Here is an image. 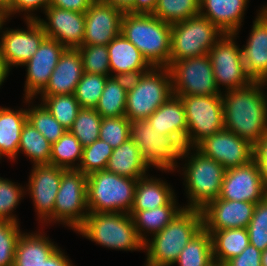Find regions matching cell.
<instances>
[{
    "label": "cell",
    "instance_id": "cell-1",
    "mask_svg": "<svg viewBox=\"0 0 267 266\" xmlns=\"http://www.w3.org/2000/svg\"><path fill=\"white\" fill-rule=\"evenodd\" d=\"M266 81L222 93L224 126L254 146L267 133ZM266 94V95H265Z\"/></svg>",
    "mask_w": 267,
    "mask_h": 266
},
{
    "label": "cell",
    "instance_id": "cell-2",
    "mask_svg": "<svg viewBox=\"0 0 267 266\" xmlns=\"http://www.w3.org/2000/svg\"><path fill=\"white\" fill-rule=\"evenodd\" d=\"M202 228L201 210L183 208L166 227L144 242V265L173 266L182 249Z\"/></svg>",
    "mask_w": 267,
    "mask_h": 266
},
{
    "label": "cell",
    "instance_id": "cell-3",
    "mask_svg": "<svg viewBox=\"0 0 267 266\" xmlns=\"http://www.w3.org/2000/svg\"><path fill=\"white\" fill-rule=\"evenodd\" d=\"M121 33L152 67H169L171 25L152 14L124 12Z\"/></svg>",
    "mask_w": 267,
    "mask_h": 266
},
{
    "label": "cell",
    "instance_id": "cell-4",
    "mask_svg": "<svg viewBox=\"0 0 267 266\" xmlns=\"http://www.w3.org/2000/svg\"><path fill=\"white\" fill-rule=\"evenodd\" d=\"M181 159L187 160L181 176L184 177V191L189 200L183 208L202 210L219 197L226 169L195 147H185Z\"/></svg>",
    "mask_w": 267,
    "mask_h": 266
},
{
    "label": "cell",
    "instance_id": "cell-5",
    "mask_svg": "<svg viewBox=\"0 0 267 266\" xmlns=\"http://www.w3.org/2000/svg\"><path fill=\"white\" fill-rule=\"evenodd\" d=\"M75 232L108 249L144 250L129 213H89Z\"/></svg>",
    "mask_w": 267,
    "mask_h": 266
},
{
    "label": "cell",
    "instance_id": "cell-6",
    "mask_svg": "<svg viewBox=\"0 0 267 266\" xmlns=\"http://www.w3.org/2000/svg\"><path fill=\"white\" fill-rule=\"evenodd\" d=\"M173 95L169 68L152 67L129 79L125 116L130 120L147 119Z\"/></svg>",
    "mask_w": 267,
    "mask_h": 266
},
{
    "label": "cell",
    "instance_id": "cell-7",
    "mask_svg": "<svg viewBox=\"0 0 267 266\" xmlns=\"http://www.w3.org/2000/svg\"><path fill=\"white\" fill-rule=\"evenodd\" d=\"M139 178L120 176L107 170L87 175L89 213H130Z\"/></svg>",
    "mask_w": 267,
    "mask_h": 266
},
{
    "label": "cell",
    "instance_id": "cell-8",
    "mask_svg": "<svg viewBox=\"0 0 267 266\" xmlns=\"http://www.w3.org/2000/svg\"><path fill=\"white\" fill-rule=\"evenodd\" d=\"M129 134L149 168L171 173L181 167L177 161L181 160L185 145L176 136L160 134L148 119L131 121Z\"/></svg>",
    "mask_w": 267,
    "mask_h": 266
},
{
    "label": "cell",
    "instance_id": "cell-9",
    "mask_svg": "<svg viewBox=\"0 0 267 266\" xmlns=\"http://www.w3.org/2000/svg\"><path fill=\"white\" fill-rule=\"evenodd\" d=\"M224 34L200 14L171 25L170 61L207 55Z\"/></svg>",
    "mask_w": 267,
    "mask_h": 266
},
{
    "label": "cell",
    "instance_id": "cell-10",
    "mask_svg": "<svg viewBox=\"0 0 267 266\" xmlns=\"http://www.w3.org/2000/svg\"><path fill=\"white\" fill-rule=\"evenodd\" d=\"M187 120L186 147H196L204 139L225 128L222 95L180 96Z\"/></svg>",
    "mask_w": 267,
    "mask_h": 266
},
{
    "label": "cell",
    "instance_id": "cell-11",
    "mask_svg": "<svg viewBox=\"0 0 267 266\" xmlns=\"http://www.w3.org/2000/svg\"><path fill=\"white\" fill-rule=\"evenodd\" d=\"M173 95H222L216 84L208 55L170 61Z\"/></svg>",
    "mask_w": 267,
    "mask_h": 266
},
{
    "label": "cell",
    "instance_id": "cell-12",
    "mask_svg": "<svg viewBox=\"0 0 267 266\" xmlns=\"http://www.w3.org/2000/svg\"><path fill=\"white\" fill-rule=\"evenodd\" d=\"M89 214L87 205V175L77 169L62 173L54 206V223L76 231Z\"/></svg>",
    "mask_w": 267,
    "mask_h": 266
},
{
    "label": "cell",
    "instance_id": "cell-13",
    "mask_svg": "<svg viewBox=\"0 0 267 266\" xmlns=\"http://www.w3.org/2000/svg\"><path fill=\"white\" fill-rule=\"evenodd\" d=\"M236 34H224L222 38L209 50L213 74L218 89L233 90L250 84L253 80L246 73L241 48L235 42Z\"/></svg>",
    "mask_w": 267,
    "mask_h": 266
},
{
    "label": "cell",
    "instance_id": "cell-14",
    "mask_svg": "<svg viewBox=\"0 0 267 266\" xmlns=\"http://www.w3.org/2000/svg\"><path fill=\"white\" fill-rule=\"evenodd\" d=\"M7 19L0 23V57L11 70L13 66L24 65L38 50L47 37L37 20H24L27 29L2 30Z\"/></svg>",
    "mask_w": 267,
    "mask_h": 266
},
{
    "label": "cell",
    "instance_id": "cell-15",
    "mask_svg": "<svg viewBox=\"0 0 267 266\" xmlns=\"http://www.w3.org/2000/svg\"><path fill=\"white\" fill-rule=\"evenodd\" d=\"M32 168L25 193L26 195L28 193L33 200L37 220L48 226L54 222L56 195L61 184L62 173L66 169L52 165H34Z\"/></svg>",
    "mask_w": 267,
    "mask_h": 266
},
{
    "label": "cell",
    "instance_id": "cell-16",
    "mask_svg": "<svg viewBox=\"0 0 267 266\" xmlns=\"http://www.w3.org/2000/svg\"><path fill=\"white\" fill-rule=\"evenodd\" d=\"M195 148L225 169L244 166L253 160V146L225 128L204 139Z\"/></svg>",
    "mask_w": 267,
    "mask_h": 266
},
{
    "label": "cell",
    "instance_id": "cell-17",
    "mask_svg": "<svg viewBox=\"0 0 267 266\" xmlns=\"http://www.w3.org/2000/svg\"><path fill=\"white\" fill-rule=\"evenodd\" d=\"M267 196L260 169L252 160L244 166L226 169L218 198L258 203Z\"/></svg>",
    "mask_w": 267,
    "mask_h": 266
},
{
    "label": "cell",
    "instance_id": "cell-18",
    "mask_svg": "<svg viewBox=\"0 0 267 266\" xmlns=\"http://www.w3.org/2000/svg\"><path fill=\"white\" fill-rule=\"evenodd\" d=\"M65 49L57 40L46 37L36 53L22 65L26 67L27 72L24 99L37 98L45 89Z\"/></svg>",
    "mask_w": 267,
    "mask_h": 266
},
{
    "label": "cell",
    "instance_id": "cell-19",
    "mask_svg": "<svg viewBox=\"0 0 267 266\" xmlns=\"http://www.w3.org/2000/svg\"><path fill=\"white\" fill-rule=\"evenodd\" d=\"M43 13L47 19L39 17L37 21L48 38L57 40L65 48L78 49L83 45L85 12L49 6Z\"/></svg>",
    "mask_w": 267,
    "mask_h": 266
},
{
    "label": "cell",
    "instance_id": "cell-20",
    "mask_svg": "<svg viewBox=\"0 0 267 266\" xmlns=\"http://www.w3.org/2000/svg\"><path fill=\"white\" fill-rule=\"evenodd\" d=\"M123 14L120 8L95 0L85 11L83 45H108L121 33Z\"/></svg>",
    "mask_w": 267,
    "mask_h": 266
},
{
    "label": "cell",
    "instance_id": "cell-21",
    "mask_svg": "<svg viewBox=\"0 0 267 266\" xmlns=\"http://www.w3.org/2000/svg\"><path fill=\"white\" fill-rule=\"evenodd\" d=\"M256 204L217 198L202 210L203 228L211 233L223 229L247 228Z\"/></svg>",
    "mask_w": 267,
    "mask_h": 266
},
{
    "label": "cell",
    "instance_id": "cell-22",
    "mask_svg": "<svg viewBox=\"0 0 267 266\" xmlns=\"http://www.w3.org/2000/svg\"><path fill=\"white\" fill-rule=\"evenodd\" d=\"M241 55L246 73L253 81L267 82V5L258 10Z\"/></svg>",
    "mask_w": 267,
    "mask_h": 266
},
{
    "label": "cell",
    "instance_id": "cell-23",
    "mask_svg": "<svg viewBox=\"0 0 267 266\" xmlns=\"http://www.w3.org/2000/svg\"><path fill=\"white\" fill-rule=\"evenodd\" d=\"M107 50L111 76L131 79L152 68L142 53L122 33L108 43Z\"/></svg>",
    "mask_w": 267,
    "mask_h": 266
},
{
    "label": "cell",
    "instance_id": "cell-24",
    "mask_svg": "<svg viewBox=\"0 0 267 266\" xmlns=\"http://www.w3.org/2000/svg\"><path fill=\"white\" fill-rule=\"evenodd\" d=\"M83 72V61L79 50L66 48L40 95L74 94Z\"/></svg>",
    "mask_w": 267,
    "mask_h": 266
},
{
    "label": "cell",
    "instance_id": "cell-25",
    "mask_svg": "<svg viewBox=\"0 0 267 266\" xmlns=\"http://www.w3.org/2000/svg\"><path fill=\"white\" fill-rule=\"evenodd\" d=\"M249 0H200L199 14L225 34H239ZM243 19V20H242Z\"/></svg>",
    "mask_w": 267,
    "mask_h": 266
},
{
    "label": "cell",
    "instance_id": "cell-26",
    "mask_svg": "<svg viewBox=\"0 0 267 266\" xmlns=\"http://www.w3.org/2000/svg\"><path fill=\"white\" fill-rule=\"evenodd\" d=\"M147 119L157 132L176 136L186 147L187 120L180 97L171 95Z\"/></svg>",
    "mask_w": 267,
    "mask_h": 266
},
{
    "label": "cell",
    "instance_id": "cell-27",
    "mask_svg": "<svg viewBox=\"0 0 267 266\" xmlns=\"http://www.w3.org/2000/svg\"><path fill=\"white\" fill-rule=\"evenodd\" d=\"M43 233L22 231L16 244L14 266H41L59 247Z\"/></svg>",
    "mask_w": 267,
    "mask_h": 266
},
{
    "label": "cell",
    "instance_id": "cell-28",
    "mask_svg": "<svg viewBox=\"0 0 267 266\" xmlns=\"http://www.w3.org/2000/svg\"><path fill=\"white\" fill-rule=\"evenodd\" d=\"M139 178L136 183L135 196L130 211L151 210L168 205L175 197V192L166 181L161 178Z\"/></svg>",
    "mask_w": 267,
    "mask_h": 266
},
{
    "label": "cell",
    "instance_id": "cell-29",
    "mask_svg": "<svg viewBox=\"0 0 267 266\" xmlns=\"http://www.w3.org/2000/svg\"><path fill=\"white\" fill-rule=\"evenodd\" d=\"M148 169L147 162L131 138L113 149L106 166L108 172L129 178L145 177Z\"/></svg>",
    "mask_w": 267,
    "mask_h": 266
},
{
    "label": "cell",
    "instance_id": "cell-30",
    "mask_svg": "<svg viewBox=\"0 0 267 266\" xmlns=\"http://www.w3.org/2000/svg\"><path fill=\"white\" fill-rule=\"evenodd\" d=\"M27 121V109L0 106V152L12 162L18 158L20 136Z\"/></svg>",
    "mask_w": 267,
    "mask_h": 266
},
{
    "label": "cell",
    "instance_id": "cell-31",
    "mask_svg": "<svg viewBox=\"0 0 267 266\" xmlns=\"http://www.w3.org/2000/svg\"><path fill=\"white\" fill-rule=\"evenodd\" d=\"M176 199L174 198L168 205L155 209L130 211L135 230L143 242L148 239L149 234L151 237V234L154 235L166 227L183 209L182 206H178Z\"/></svg>",
    "mask_w": 267,
    "mask_h": 266
},
{
    "label": "cell",
    "instance_id": "cell-32",
    "mask_svg": "<svg viewBox=\"0 0 267 266\" xmlns=\"http://www.w3.org/2000/svg\"><path fill=\"white\" fill-rule=\"evenodd\" d=\"M212 238L213 260L225 264L250 244L247 228H232L210 233Z\"/></svg>",
    "mask_w": 267,
    "mask_h": 266
},
{
    "label": "cell",
    "instance_id": "cell-33",
    "mask_svg": "<svg viewBox=\"0 0 267 266\" xmlns=\"http://www.w3.org/2000/svg\"><path fill=\"white\" fill-rule=\"evenodd\" d=\"M129 79L110 76L95 110L102 118L125 116Z\"/></svg>",
    "mask_w": 267,
    "mask_h": 266
},
{
    "label": "cell",
    "instance_id": "cell-34",
    "mask_svg": "<svg viewBox=\"0 0 267 266\" xmlns=\"http://www.w3.org/2000/svg\"><path fill=\"white\" fill-rule=\"evenodd\" d=\"M51 147L52 144L27 121L21 132L18 155H26L33 166L50 165Z\"/></svg>",
    "mask_w": 267,
    "mask_h": 266
},
{
    "label": "cell",
    "instance_id": "cell-35",
    "mask_svg": "<svg viewBox=\"0 0 267 266\" xmlns=\"http://www.w3.org/2000/svg\"><path fill=\"white\" fill-rule=\"evenodd\" d=\"M213 262L212 238L210 233L202 228L182 249L174 265L209 266Z\"/></svg>",
    "mask_w": 267,
    "mask_h": 266
},
{
    "label": "cell",
    "instance_id": "cell-36",
    "mask_svg": "<svg viewBox=\"0 0 267 266\" xmlns=\"http://www.w3.org/2000/svg\"><path fill=\"white\" fill-rule=\"evenodd\" d=\"M82 153L81 143L70 131H66L56 142L52 143L50 165L66 170L78 169Z\"/></svg>",
    "mask_w": 267,
    "mask_h": 266
},
{
    "label": "cell",
    "instance_id": "cell-37",
    "mask_svg": "<svg viewBox=\"0 0 267 266\" xmlns=\"http://www.w3.org/2000/svg\"><path fill=\"white\" fill-rule=\"evenodd\" d=\"M200 0H158L152 15L173 25L199 15Z\"/></svg>",
    "mask_w": 267,
    "mask_h": 266
},
{
    "label": "cell",
    "instance_id": "cell-38",
    "mask_svg": "<svg viewBox=\"0 0 267 266\" xmlns=\"http://www.w3.org/2000/svg\"><path fill=\"white\" fill-rule=\"evenodd\" d=\"M41 103L51 115L69 131L81 109L74 94L40 96Z\"/></svg>",
    "mask_w": 267,
    "mask_h": 266
},
{
    "label": "cell",
    "instance_id": "cell-39",
    "mask_svg": "<svg viewBox=\"0 0 267 266\" xmlns=\"http://www.w3.org/2000/svg\"><path fill=\"white\" fill-rule=\"evenodd\" d=\"M33 100L34 99H24L23 101L26 104L28 103V105L30 104L27 108L28 122L52 144L67 130L51 115L41 102L40 104L38 103V105H32L34 103Z\"/></svg>",
    "mask_w": 267,
    "mask_h": 266
},
{
    "label": "cell",
    "instance_id": "cell-40",
    "mask_svg": "<svg viewBox=\"0 0 267 266\" xmlns=\"http://www.w3.org/2000/svg\"><path fill=\"white\" fill-rule=\"evenodd\" d=\"M102 116L95 108H81L69 130L84 147L99 139Z\"/></svg>",
    "mask_w": 267,
    "mask_h": 266
},
{
    "label": "cell",
    "instance_id": "cell-41",
    "mask_svg": "<svg viewBox=\"0 0 267 266\" xmlns=\"http://www.w3.org/2000/svg\"><path fill=\"white\" fill-rule=\"evenodd\" d=\"M107 78L108 76L83 72L74 93L81 108H95L97 106Z\"/></svg>",
    "mask_w": 267,
    "mask_h": 266
},
{
    "label": "cell",
    "instance_id": "cell-42",
    "mask_svg": "<svg viewBox=\"0 0 267 266\" xmlns=\"http://www.w3.org/2000/svg\"><path fill=\"white\" fill-rule=\"evenodd\" d=\"M113 148L100 139L83 148L82 159L77 170L85 175L96 171L106 170Z\"/></svg>",
    "mask_w": 267,
    "mask_h": 266
},
{
    "label": "cell",
    "instance_id": "cell-43",
    "mask_svg": "<svg viewBox=\"0 0 267 266\" xmlns=\"http://www.w3.org/2000/svg\"><path fill=\"white\" fill-rule=\"evenodd\" d=\"M15 183L0 177V221L19 223L17 215L12 212L14 209L16 210L20 200L26 195V189L25 186Z\"/></svg>",
    "mask_w": 267,
    "mask_h": 266
},
{
    "label": "cell",
    "instance_id": "cell-44",
    "mask_svg": "<svg viewBox=\"0 0 267 266\" xmlns=\"http://www.w3.org/2000/svg\"><path fill=\"white\" fill-rule=\"evenodd\" d=\"M78 50L82 56L84 72L111 76L107 45H82Z\"/></svg>",
    "mask_w": 267,
    "mask_h": 266
},
{
    "label": "cell",
    "instance_id": "cell-45",
    "mask_svg": "<svg viewBox=\"0 0 267 266\" xmlns=\"http://www.w3.org/2000/svg\"><path fill=\"white\" fill-rule=\"evenodd\" d=\"M130 122L126 116L102 118L99 139L117 148L130 138Z\"/></svg>",
    "mask_w": 267,
    "mask_h": 266
},
{
    "label": "cell",
    "instance_id": "cell-46",
    "mask_svg": "<svg viewBox=\"0 0 267 266\" xmlns=\"http://www.w3.org/2000/svg\"><path fill=\"white\" fill-rule=\"evenodd\" d=\"M247 230L250 244L260 251H265L267 249V196L256 203Z\"/></svg>",
    "mask_w": 267,
    "mask_h": 266
},
{
    "label": "cell",
    "instance_id": "cell-47",
    "mask_svg": "<svg viewBox=\"0 0 267 266\" xmlns=\"http://www.w3.org/2000/svg\"><path fill=\"white\" fill-rule=\"evenodd\" d=\"M21 233L19 223L0 221V266H14L16 244Z\"/></svg>",
    "mask_w": 267,
    "mask_h": 266
},
{
    "label": "cell",
    "instance_id": "cell-48",
    "mask_svg": "<svg viewBox=\"0 0 267 266\" xmlns=\"http://www.w3.org/2000/svg\"><path fill=\"white\" fill-rule=\"evenodd\" d=\"M51 5V0H13L11 5L3 12L4 18L9 20L12 15L24 11L25 20H37L39 17L33 13L38 10L43 12Z\"/></svg>",
    "mask_w": 267,
    "mask_h": 266
},
{
    "label": "cell",
    "instance_id": "cell-49",
    "mask_svg": "<svg viewBox=\"0 0 267 266\" xmlns=\"http://www.w3.org/2000/svg\"><path fill=\"white\" fill-rule=\"evenodd\" d=\"M262 251L249 244L240 255L231 258L225 266H262Z\"/></svg>",
    "mask_w": 267,
    "mask_h": 266
},
{
    "label": "cell",
    "instance_id": "cell-50",
    "mask_svg": "<svg viewBox=\"0 0 267 266\" xmlns=\"http://www.w3.org/2000/svg\"><path fill=\"white\" fill-rule=\"evenodd\" d=\"M253 161L258 165L264 186L267 189V133L253 146Z\"/></svg>",
    "mask_w": 267,
    "mask_h": 266
},
{
    "label": "cell",
    "instance_id": "cell-51",
    "mask_svg": "<svg viewBox=\"0 0 267 266\" xmlns=\"http://www.w3.org/2000/svg\"><path fill=\"white\" fill-rule=\"evenodd\" d=\"M94 1L95 0H51L50 6L75 12H85Z\"/></svg>",
    "mask_w": 267,
    "mask_h": 266
},
{
    "label": "cell",
    "instance_id": "cell-52",
    "mask_svg": "<svg viewBox=\"0 0 267 266\" xmlns=\"http://www.w3.org/2000/svg\"><path fill=\"white\" fill-rule=\"evenodd\" d=\"M41 266H73L72 261L65 255V252L58 247Z\"/></svg>",
    "mask_w": 267,
    "mask_h": 266
},
{
    "label": "cell",
    "instance_id": "cell-53",
    "mask_svg": "<svg viewBox=\"0 0 267 266\" xmlns=\"http://www.w3.org/2000/svg\"><path fill=\"white\" fill-rule=\"evenodd\" d=\"M158 0H134L133 5L126 11L129 13L152 14Z\"/></svg>",
    "mask_w": 267,
    "mask_h": 266
},
{
    "label": "cell",
    "instance_id": "cell-54",
    "mask_svg": "<svg viewBox=\"0 0 267 266\" xmlns=\"http://www.w3.org/2000/svg\"><path fill=\"white\" fill-rule=\"evenodd\" d=\"M104 3L114 7H118L126 12L132 5L134 0H102Z\"/></svg>",
    "mask_w": 267,
    "mask_h": 266
},
{
    "label": "cell",
    "instance_id": "cell-55",
    "mask_svg": "<svg viewBox=\"0 0 267 266\" xmlns=\"http://www.w3.org/2000/svg\"><path fill=\"white\" fill-rule=\"evenodd\" d=\"M10 69L7 67L3 59L0 57V86L4 83L8 75L10 74Z\"/></svg>",
    "mask_w": 267,
    "mask_h": 266
},
{
    "label": "cell",
    "instance_id": "cell-56",
    "mask_svg": "<svg viewBox=\"0 0 267 266\" xmlns=\"http://www.w3.org/2000/svg\"><path fill=\"white\" fill-rule=\"evenodd\" d=\"M13 0H0V12L3 13L12 3Z\"/></svg>",
    "mask_w": 267,
    "mask_h": 266
},
{
    "label": "cell",
    "instance_id": "cell-57",
    "mask_svg": "<svg viewBox=\"0 0 267 266\" xmlns=\"http://www.w3.org/2000/svg\"><path fill=\"white\" fill-rule=\"evenodd\" d=\"M261 264L262 266H267V249L262 251Z\"/></svg>",
    "mask_w": 267,
    "mask_h": 266
},
{
    "label": "cell",
    "instance_id": "cell-58",
    "mask_svg": "<svg viewBox=\"0 0 267 266\" xmlns=\"http://www.w3.org/2000/svg\"><path fill=\"white\" fill-rule=\"evenodd\" d=\"M209 266H225V264H222V263H218V262H213L211 263Z\"/></svg>",
    "mask_w": 267,
    "mask_h": 266
},
{
    "label": "cell",
    "instance_id": "cell-59",
    "mask_svg": "<svg viewBox=\"0 0 267 266\" xmlns=\"http://www.w3.org/2000/svg\"><path fill=\"white\" fill-rule=\"evenodd\" d=\"M3 19H4L3 13L0 12V23L2 22Z\"/></svg>",
    "mask_w": 267,
    "mask_h": 266
},
{
    "label": "cell",
    "instance_id": "cell-60",
    "mask_svg": "<svg viewBox=\"0 0 267 266\" xmlns=\"http://www.w3.org/2000/svg\"><path fill=\"white\" fill-rule=\"evenodd\" d=\"M4 156L1 154V152H0V159H2Z\"/></svg>",
    "mask_w": 267,
    "mask_h": 266
}]
</instances>
